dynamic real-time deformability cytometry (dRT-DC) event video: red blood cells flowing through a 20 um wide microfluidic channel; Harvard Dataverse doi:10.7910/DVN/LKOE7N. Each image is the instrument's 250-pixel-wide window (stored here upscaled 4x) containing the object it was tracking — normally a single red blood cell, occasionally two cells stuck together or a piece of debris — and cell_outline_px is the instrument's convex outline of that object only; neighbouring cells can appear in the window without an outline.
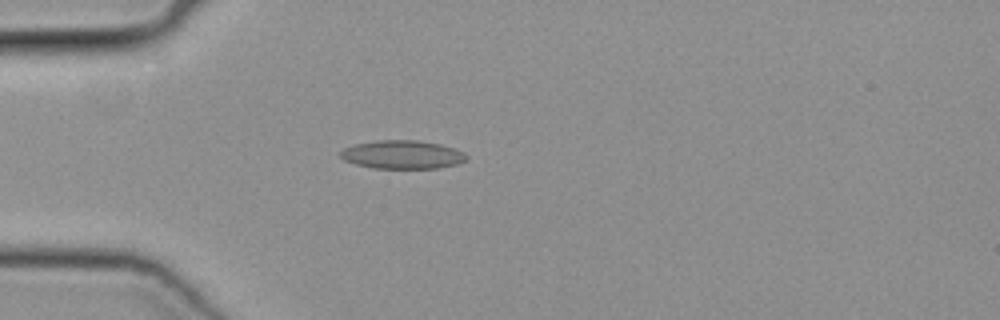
{"species": "common noctule bat (a hibernating species)", "species_latin": "Nyctalus noctula", "temperature_condition": "cold", "stored_images_in_passage": 47, "camera_frame_rate_fps": 3000, "um_per_image_px": 0.085, "animal": {"sex": "female", "body_mass_g": 19.3, "forearm_length_mm": 54.1}, "frame": {"image": 1, "passage_image": 12, "time_ms": 3.667, "image_size_px": [1000, 320], "cell_outline_px": [[468, 156], [464, 160], [456, 164], [436, 168], [372, 168], [356, 164], [344, 160], [340, 156], [340, 152], [344, 148], [356, 144], [376, 140], [416, 140], [440, 144], [464, 152]], "centroid_in_image_um": [34.17, 13.14], "position_along_channel_um": 50.8, "area_um2": 20.69}}
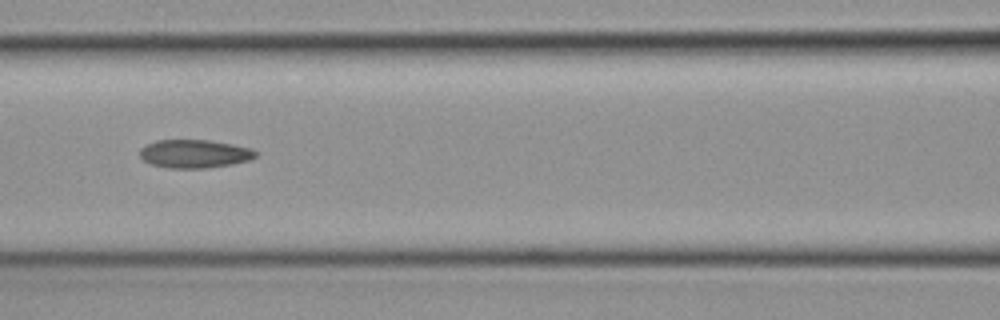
{"frame": {"image": 2, "passage_image": 20, "time_ms": 6.333, "image_size_px": [1000, 320], "cell_outline_px": [[256, 156], [248, 160], [232, 164], [208, 168], [168, 168], [148, 164], [140, 156], [140, 148], [156, 140], [208, 140], [232, 144], [252, 148], [256, 152]], "centroid_in_image_um": [16.51, 13.07], "position_along_channel_um": 150.1, "area_um2": 19.13}}
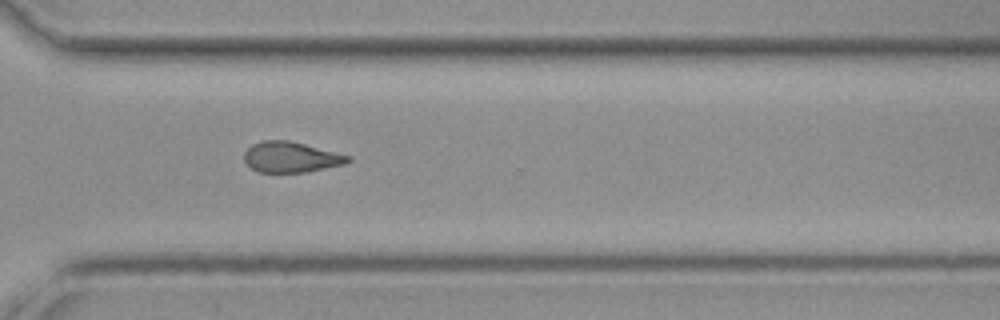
{"frame": {"image": 3, "passage_image": 34, "time_ms": 11.0, "image_size_px": [1000, 320], "cell_outline_px": [[352, 160], [344, 164], [308, 172], [260, 172], [252, 168], [244, 160], [244, 152], [252, 144], [264, 140], [288, 140], [352, 156]], "centroid_in_image_um": [24.75, 13.35], "position_along_channel_um": 345.9, "area_um2": 18.44}}